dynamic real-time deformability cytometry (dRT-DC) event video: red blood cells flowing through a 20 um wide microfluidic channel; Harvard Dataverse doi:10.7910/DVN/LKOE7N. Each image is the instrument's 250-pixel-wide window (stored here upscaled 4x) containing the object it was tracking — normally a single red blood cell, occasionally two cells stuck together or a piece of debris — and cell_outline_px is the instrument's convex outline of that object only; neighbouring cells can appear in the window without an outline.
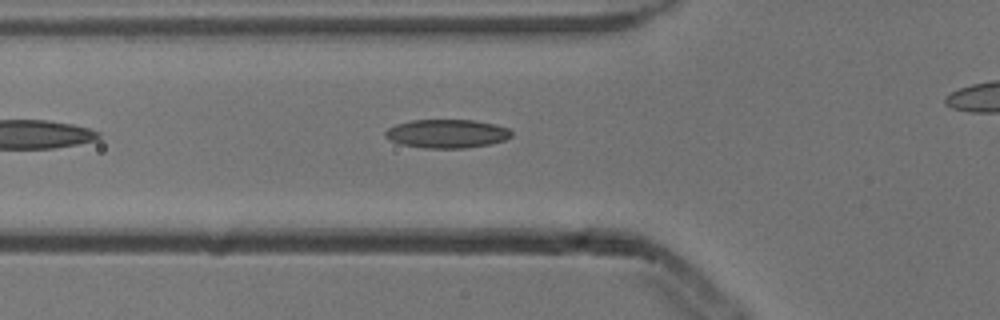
{"species": "common noctule bat (a hibernating species)", "species_latin": "Nyctalus noctula", "temperature_condition": "cold", "stored_images_in_passage": 4, "segment_of_instrument_passage": [1, 2], "camera_frame_rate_fps": 3000, "um_per_image_px": 0.085, "animal": {"sex": "male", "body_mass_g": 13.3}, "frame": {"image": 1, "passage_image": 3, "time_ms": 0.667, "image_size_px": [1000, 320], "cell_outline_px": [[512, 136], [504, 140], [492, 144], [464, 148], [424, 148], [400, 144], [384, 136], [384, 132], [388, 128], [396, 124], [412, 120], [472, 120], [496, 124], [508, 128], [512, 132]], "centroid_in_image_um": [38.0, 11.36], "position_along_channel_um": 87.8, "area_um2": 21.1}}